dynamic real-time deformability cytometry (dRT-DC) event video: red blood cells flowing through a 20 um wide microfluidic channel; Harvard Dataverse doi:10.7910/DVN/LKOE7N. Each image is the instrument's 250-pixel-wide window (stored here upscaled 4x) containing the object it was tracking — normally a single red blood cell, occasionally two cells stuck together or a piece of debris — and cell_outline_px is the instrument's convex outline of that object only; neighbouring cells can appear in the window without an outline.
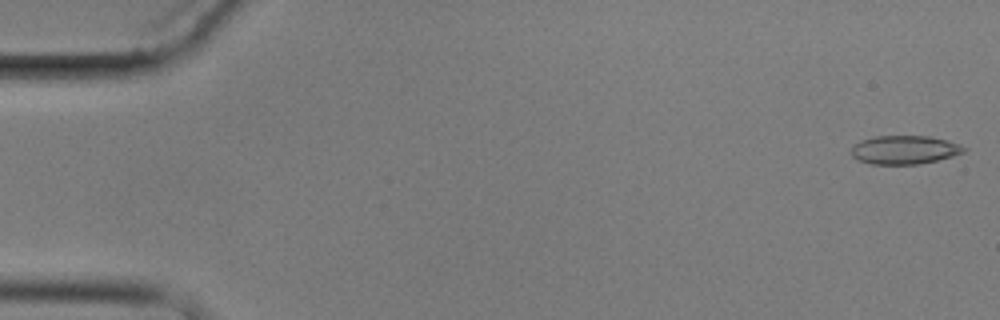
{"species": "common noctule bat (a hibernating species)", "species_latin": "Nyctalus noctula", "temperature_condition": "cold", "stored_images_in_passage": 6, "camera_frame_rate_fps": 3000, "um_per_image_px": 0.085, "animal": {"sex": "male", "body_mass_g": 17.9}, "frame": {"image": 1, "passage_image": 1, "time_ms": 0.0, "image_size_px": [1000, 320], "cell_outline_px": [[968, 148], [964, 152], [952, 156], [920, 164], [872, 164], [856, 160], [852, 156], [852, 144], [860, 140], [876, 136], [928, 136], [960, 144]], "centroid_in_image_um": [76.85, 12.73], "position_along_channel_um": 8.2, "area_um2": 18.79}}
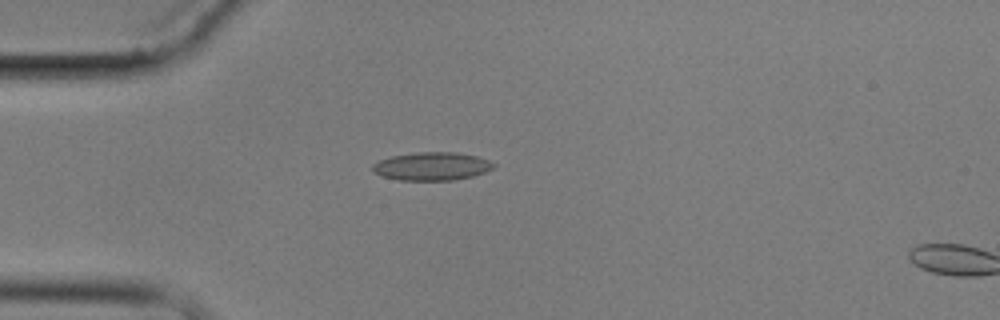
{"frame": {"image": 2, "passage_image": 5, "time_ms": 4.667, "image_size_px": [1000, 320], "cell_outline_px": [[496, 168], [472, 176], [452, 180], [396, 180], [380, 176], [372, 172], [372, 164], [380, 160], [392, 156], [416, 152], [456, 152], [476, 156], [488, 160], [496, 164]], "centroid_in_image_um": [36.69, 14.14], "position_along_channel_um": 48.3, "area_um2": 20.0}}